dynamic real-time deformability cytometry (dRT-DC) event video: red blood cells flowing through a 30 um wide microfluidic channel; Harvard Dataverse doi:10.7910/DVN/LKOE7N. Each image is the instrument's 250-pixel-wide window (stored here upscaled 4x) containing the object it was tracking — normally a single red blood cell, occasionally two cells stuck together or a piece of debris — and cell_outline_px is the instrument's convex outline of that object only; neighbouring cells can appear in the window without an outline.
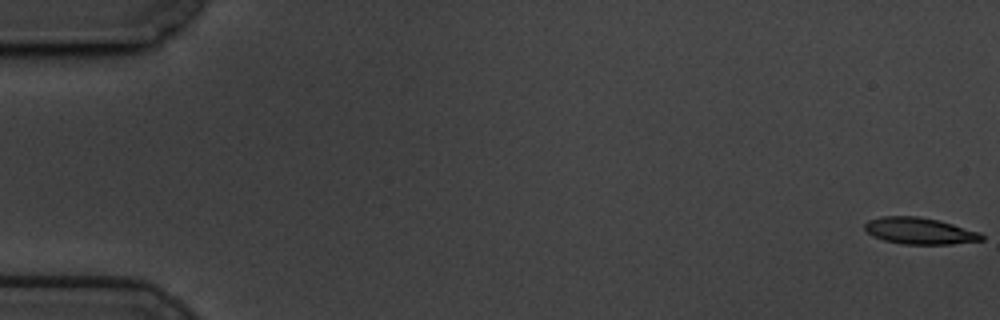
{"species": "common noctule bat (a hibernating species)", "species_latin": "Nyctalus noctula", "temperature_condition": "cold", "stored_images_in_passage": 59, "camera_frame_rate_fps": 3000, "um_per_image_px": 0.085, "animal": {"sex": "male", "body_mass_g": 19.5, "forearm_length_mm": 54.6}, "frame": {"image": 1, "passage_image": 1, "time_ms": 0.0, "image_size_px": [1000, 320], "cell_outline_px": [[984, 240], [952, 244], [900, 244], [884, 240], [872, 236], [864, 228], [864, 224], [868, 220], [884, 216], [916, 216], [940, 220], [980, 232], [984, 236]], "centroid_in_image_um": [78.18, 19.63], "position_along_channel_um": 6.8, "area_um2": 18.21}}
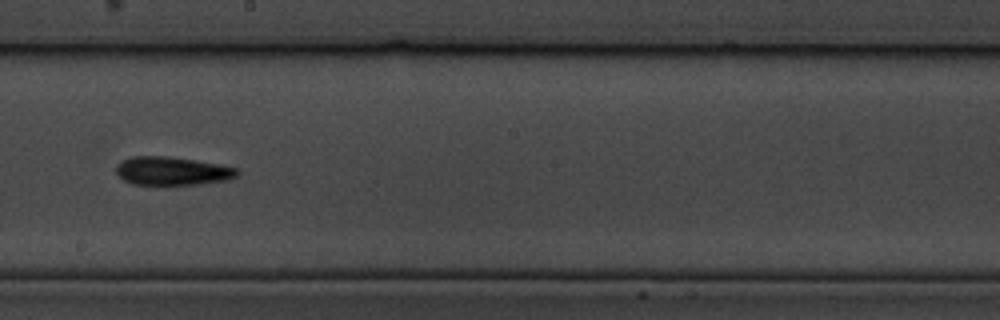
{"frame": {"image": 2, "passage_image": 34, "time_ms": 11.0, "image_size_px": [1000, 320], "cell_outline_px": [[240, 172], [236, 176], [228, 180], [200, 184], [132, 184], [124, 180], [116, 172], [116, 164], [132, 156], [168, 156], [220, 164], [236, 168]], "centroid_in_image_um": [14.65, 14.53], "position_along_channel_um": 233.6, "area_um2": 19.94}}
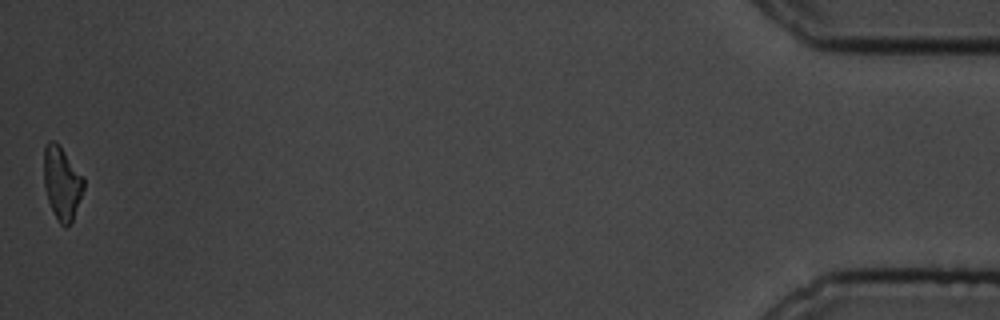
{"frame": {"image": 3, "passage_image": 59, "time_ms": 19.333, "image_size_px": [1000, 320], "cell_outline_px": [[84, 188], [72, 220], [64, 228], [60, 224], [48, 200], [44, 188], [44, 148], [48, 140], [56, 140], [60, 144], [84, 176]], "centroid_in_image_um": [5.26, 15.48], "position_along_channel_um": 429.9, "area_um2": 17.05}, "authors_computed_cell_mechanics": {"area_um2": 18.785, "velocity_mm_per_s": 3.4441, "shape_relaxation_time_tau1_ms": 4.5323, "shape_relaxation_time_tau2_ms": null, "deformation_change_tau1": 0.1378, "deformation_change_tau2": null}}